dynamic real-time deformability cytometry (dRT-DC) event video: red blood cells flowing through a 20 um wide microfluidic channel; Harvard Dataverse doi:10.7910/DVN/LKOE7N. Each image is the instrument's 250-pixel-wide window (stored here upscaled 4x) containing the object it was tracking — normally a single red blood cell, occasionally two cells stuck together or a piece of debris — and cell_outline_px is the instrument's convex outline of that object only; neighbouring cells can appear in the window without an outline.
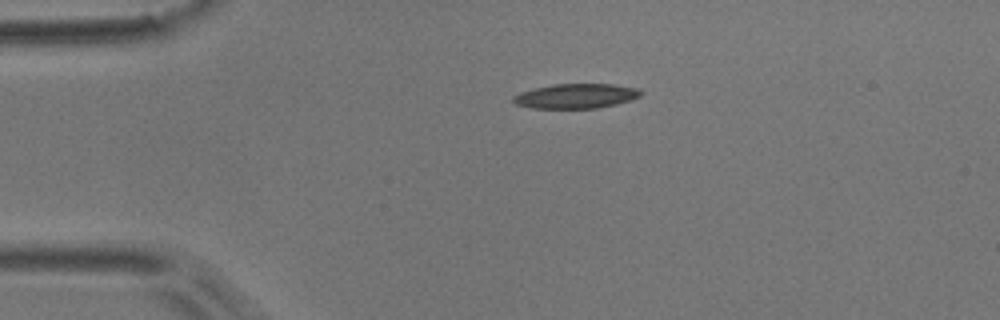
{"species": "common noctule bat (a hibernating species)", "species_latin": "Nyctalus noctula", "temperature_condition": "room temperature", "stored_images_in_passage": 2, "camera_frame_rate_fps": 3000, "um_per_image_px": 0.085, "animal": {"sex": "male", "body_mass_g": 17.9}, "frame": {"image": 1, "passage_image": 2, "time_ms": 0.333, "image_size_px": [1000, 320], "cell_outline_px": [[644, 92], [640, 96], [632, 100], [616, 104], [596, 108], [532, 108], [516, 104], [512, 100], [512, 96], [520, 92], [552, 84], [612, 84], [636, 88]], "centroid_in_image_um": [48.96, 8.16], "position_along_channel_um": 36.0, "area_um2": 18.32}}